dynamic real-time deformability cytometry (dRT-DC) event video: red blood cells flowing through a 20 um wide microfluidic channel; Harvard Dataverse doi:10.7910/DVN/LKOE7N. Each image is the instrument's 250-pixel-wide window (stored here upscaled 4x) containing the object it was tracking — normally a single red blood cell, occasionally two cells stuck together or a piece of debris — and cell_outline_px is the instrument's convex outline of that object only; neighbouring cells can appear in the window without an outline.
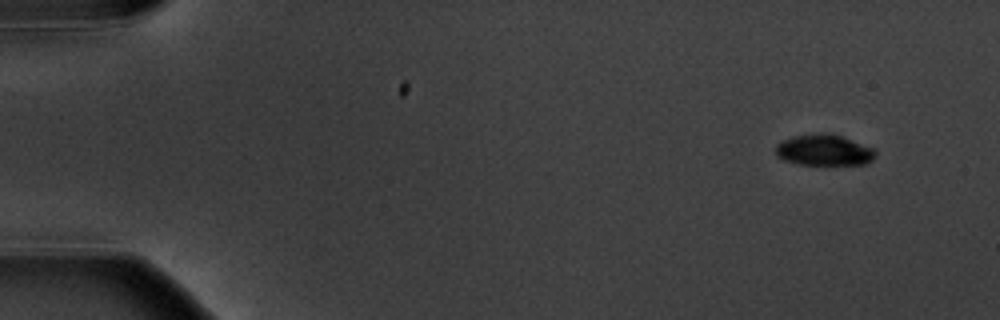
{"species": "common noctule bat (a hibernating species)", "species_latin": "Nyctalus noctula", "temperature_condition": "warm", "stored_images_in_passage": 6, "camera_frame_rate_fps": 3000, "um_per_image_px": 0.085, "animal": {"sex": "male", "body_mass_g": 20.1, "forearm_length_mm": 53.5}, "frame": {"image": 1, "passage_image": 1, "time_ms": 0.0, "image_size_px": [1000, 320], "cell_outline_px": [[876, 156], [872, 160], [864, 164], [800, 164], [784, 160], [776, 156], [776, 144], [784, 140], [796, 136], [844, 136], [872, 148], [876, 152]], "centroid_in_image_um": [70.06, 12.8], "position_along_channel_um": 14.9, "area_um2": 17.22}}
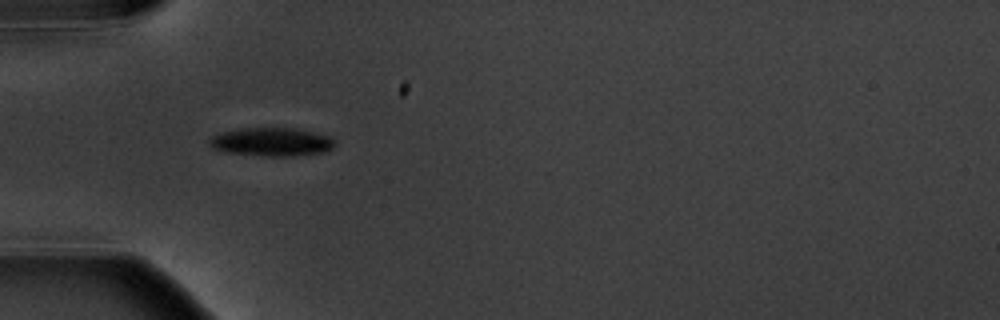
{"frame": {"image": 2, "passage_image": 5, "time_ms": 4.667, "image_size_px": [1000, 320], "cell_outline_px": [[336, 144], [332, 148], [324, 152], [292, 156], [264, 156], [224, 152], [212, 148], [208, 144], [208, 140], [212, 136], [220, 132], [240, 128], [296, 128], [328, 136], [336, 140]], "centroid_in_image_um": [23.05, 12.06], "position_along_channel_um": 61.9, "area_um2": 20.98}}